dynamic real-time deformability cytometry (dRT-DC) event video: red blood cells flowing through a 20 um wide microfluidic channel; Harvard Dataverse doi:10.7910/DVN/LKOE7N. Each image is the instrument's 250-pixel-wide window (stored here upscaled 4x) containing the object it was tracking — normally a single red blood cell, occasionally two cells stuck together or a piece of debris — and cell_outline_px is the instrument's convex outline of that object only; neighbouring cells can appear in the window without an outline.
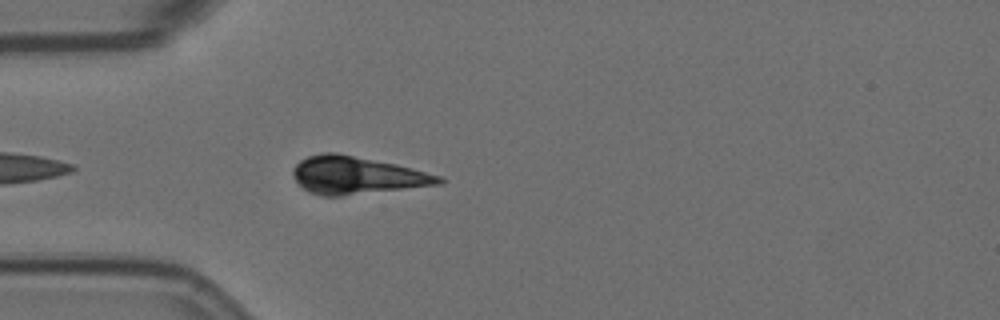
{"species": "Egyptian fruit bat (a non-hibernating species)", "species_latin": "Rousettus aegyptiacus", "temperature_condition": "room temperature", "stored_images_in_passage": 29, "camera_frame_rate_fps": 3000, "um_per_image_px": 0.085, "animal": {"sex": "female"}, "frame": {"image": 1, "passage_image": 4, "time_ms": 1.0, "image_size_px": [1000, 320], "cell_outline_px": [[444, 184], [340, 196], [320, 196], [308, 192], [296, 180], [292, 172], [296, 164], [300, 160], [308, 156], [324, 152], [336, 152], [396, 164], [412, 168], [440, 176], [444, 180]], "centroid_in_image_um": [30.32, 14.9], "position_along_channel_um": 54.7, "area_um2": 31.85}}
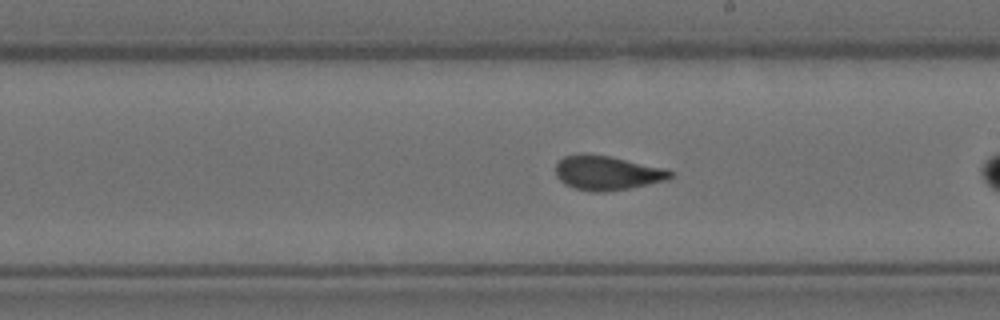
{"frame": {"image": 2, "passage_image": 17, "time_ms": 5.333, "image_size_px": [1000, 320], "cell_outline_px": [[676, 172], [668, 180], [628, 188], [604, 192], [592, 192], [576, 188], [564, 184], [556, 176], [556, 164], [564, 156], [608, 156], [664, 168]], "centroid_in_image_um": [51.65, 14.73], "position_along_channel_um": 237.4, "area_um2": 22.31}}
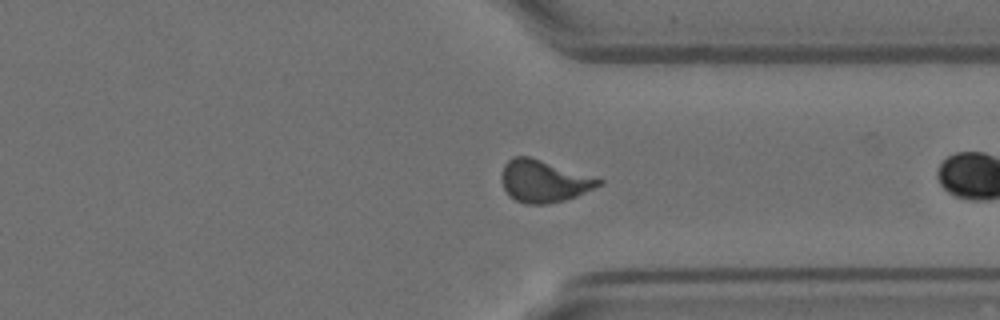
{"frame": {"image": 3, "passage_image": 28, "time_ms": 9.0, "image_size_px": [1000, 320], "cell_outline_px": [[604, 184], [576, 196], [564, 200], [544, 204], [528, 204], [516, 200], [504, 188], [500, 176], [500, 172], [504, 164], [512, 156], [528, 156], [604, 180]], "centroid_in_image_um": [46.21, 15.39], "position_along_channel_um": 365.2, "area_um2": 23.58}}